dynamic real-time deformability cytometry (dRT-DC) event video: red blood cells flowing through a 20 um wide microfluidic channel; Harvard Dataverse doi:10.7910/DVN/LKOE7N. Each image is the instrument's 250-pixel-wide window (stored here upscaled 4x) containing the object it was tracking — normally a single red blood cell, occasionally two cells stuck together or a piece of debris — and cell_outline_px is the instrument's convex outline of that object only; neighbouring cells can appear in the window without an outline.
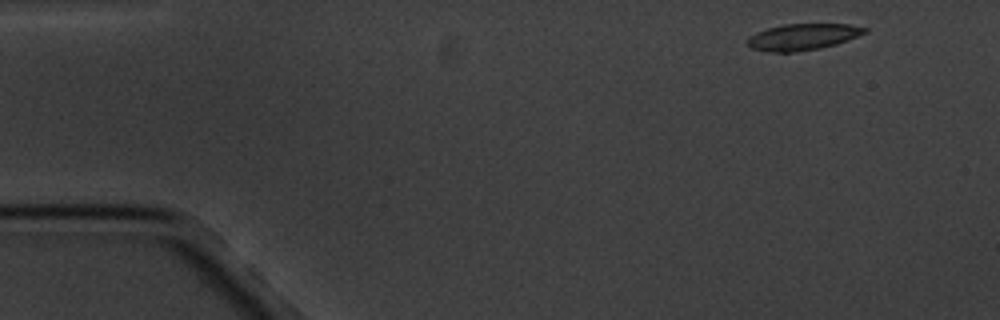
{"species": "common noctule bat (a hibernating species)", "species_latin": "Nyctalus noctula", "temperature_condition": "cold", "stored_images_in_passage": 4, "camera_frame_rate_fps": 3000, "um_per_image_px": 0.085, "animal": {"sex": "male", "body_mass_g": 20.1, "forearm_length_mm": 53.5}, "frame": {"image": 1, "passage_image": 1, "time_ms": 0.0, "image_size_px": [1000, 320], "cell_outline_px": [[868, 32], [848, 40], [836, 44], [820, 48], [792, 52], [768, 52], [752, 48], [748, 44], [748, 40], [756, 32], [768, 28], [784, 24], [848, 24], [868, 28]], "centroid_in_image_um": [68.28, 3.13], "position_along_channel_um": 16.7, "area_um2": 17.86}}